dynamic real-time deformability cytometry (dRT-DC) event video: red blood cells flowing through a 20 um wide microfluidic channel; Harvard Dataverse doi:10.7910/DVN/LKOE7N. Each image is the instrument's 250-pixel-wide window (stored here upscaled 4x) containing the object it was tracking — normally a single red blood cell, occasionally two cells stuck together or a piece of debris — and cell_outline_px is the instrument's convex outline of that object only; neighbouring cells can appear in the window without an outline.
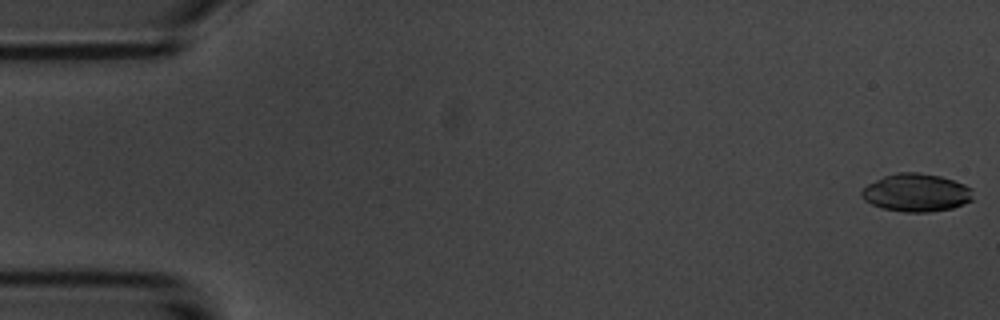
{"species": "common noctule bat (a hibernating species)", "species_latin": "Nyctalus noctula", "temperature_condition": "room temperature", "stored_images_in_passage": 11, "camera_frame_rate_fps": 3000, "um_per_image_px": 0.085, "animal": {"sex": "male", "body_mass_g": 20.1, "forearm_length_mm": 53.5}, "frame": {"image": 1, "passage_image": 1, "time_ms": 0.0, "image_size_px": [1000, 320], "cell_outline_px": [[972, 200], [952, 208], [928, 212], [904, 212], [884, 208], [872, 204], [864, 200], [860, 196], [860, 192], [868, 184], [884, 176], [896, 172], [920, 172], [940, 176], [964, 184], [972, 188]], "centroid_in_image_um": [77.87, 16.37], "position_along_channel_um": 7.1, "area_um2": 24.57}}
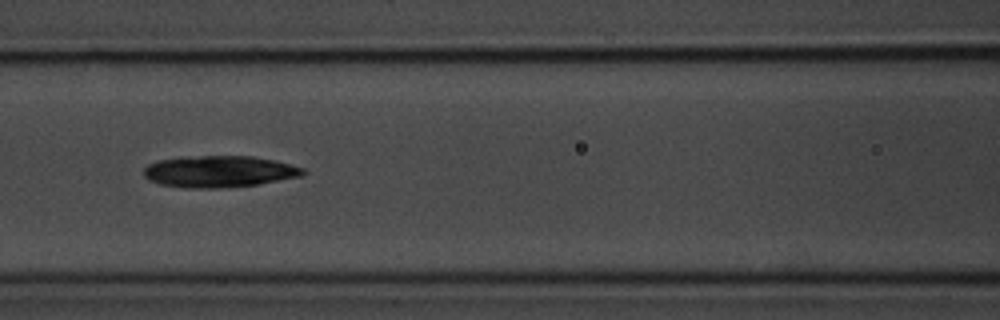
{"frame": {"image": 2, "passage_image": 7, "time_ms": 7.667, "image_size_px": [1000, 320], "cell_outline_px": [[308, 172], [300, 176], [256, 184], [220, 188], [188, 188], [160, 184], [148, 180], [144, 176], [144, 168], [148, 164], [160, 160], [200, 156], [252, 156], [272, 160], [304, 168]], "centroid_in_image_um": [18.61, 14.58], "position_along_channel_um": 148.0, "area_um2": 28.9}}
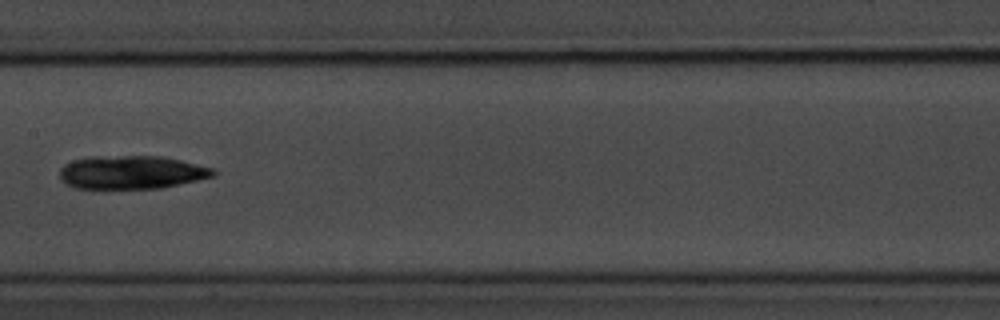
{"frame": {"image": 3, "passage_image": 8, "time_ms": 9.0, "image_size_px": [1000, 320], "cell_outline_px": [[216, 176], [160, 188], [72, 188], [64, 184], [60, 180], [60, 168], [64, 164], [72, 160], [92, 156], [160, 156], [180, 160], [212, 168], [216, 172]], "centroid_in_image_um": [11.13, 14.64], "position_along_channel_um": 196.3, "area_um2": 29.88}}